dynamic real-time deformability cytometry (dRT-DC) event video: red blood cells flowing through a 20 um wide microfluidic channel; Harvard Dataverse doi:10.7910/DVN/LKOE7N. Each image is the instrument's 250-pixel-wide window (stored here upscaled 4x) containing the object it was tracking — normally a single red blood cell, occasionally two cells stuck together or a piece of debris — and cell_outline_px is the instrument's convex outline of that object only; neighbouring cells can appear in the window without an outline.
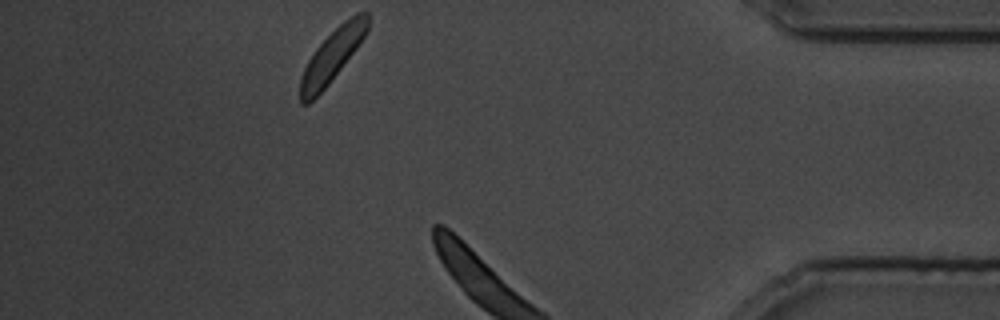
{"species": "common noctule bat (a hibernating species)", "species_latin": "Nyctalus noctula", "temperature_condition": "cold", "stored_images_in_passage": 78, "camera_frame_rate_fps": 3000, "um_per_image_px": 0.085, "animal": {"sex": "male", "body_mass_g": 19.5, "forearm_length_mm": 54.6}, "frame": {"image": 1, "passage_image": 78, "time_ms": 25.667, "image_size_px": [1000, 320], "cell_outline_px": [[368, 28], [364, 36], [356, 48], [328, 84], [308, 104], [300, 104], [300, 76], [308, 60], [316, 48], [344, 20], [356, 12], [368, 12]], "centroid_in_image_um": [28.21, 4.74], "position_along_channel_um": 407.0, "area_um2": 19.94}}